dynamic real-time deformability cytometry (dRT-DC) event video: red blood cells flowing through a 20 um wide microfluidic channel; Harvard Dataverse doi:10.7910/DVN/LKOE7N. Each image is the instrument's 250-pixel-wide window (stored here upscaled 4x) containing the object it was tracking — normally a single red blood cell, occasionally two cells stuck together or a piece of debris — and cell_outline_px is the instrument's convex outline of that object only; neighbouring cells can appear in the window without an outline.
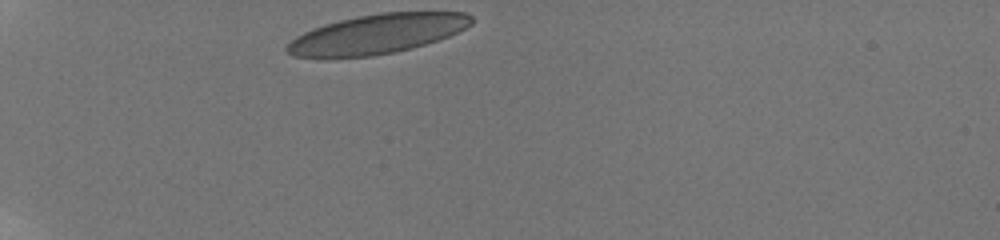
{"species": "human", "species_latin": "Homo sapiens", "temperature_condition": "room temperature", "stored_images_in_passage": 33, "camera_frame_rate_fps": 3000, "um_per_image_px": 0.085, "donor": {"sex": "male"}, "frame": {"image": 1, "passage_image": 1, "time_ms": 0.0, "image_size_px": [1000, 240], "cell_outline_px": [[472, 24], [448, 36], [424, 44], [396, 52], [372, 56], [328, 60], [292, 56], [284, 48], [296, 36], [304, 32], [324, 24], [356, 16], [380, 12], [464, 12], [472, 16]], "centroid_in_image_um": [31.97, 2.92], "position_along_channel_um": 53.0, "area_um2": 42.95}}
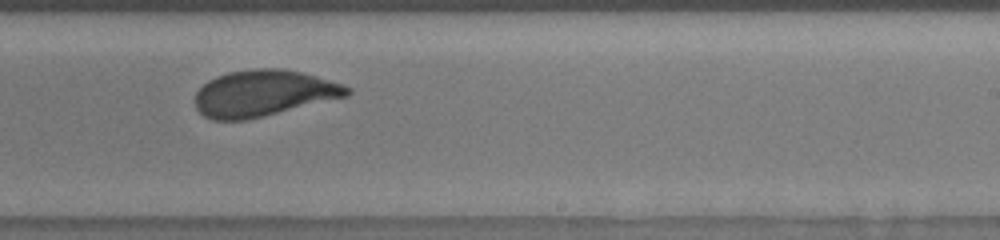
{"frame": {"image": 2, "passage_image": 21, "time_ms": 6.667, "image_size_px": [1000, 240], "cell_outline_px": [[352, 92], [348, 96], [248, 120], [212, 120], [204, 116], [196, 108], [196, 92], [208, 80], [216, 76], [228, 72], [256, 68], [284, 68], [304, 72], [352, 88]], "centroid_in_image_um": [22.4, 7.92], "position_along_channel_um": 266.6, "area_um2": 41.1}}
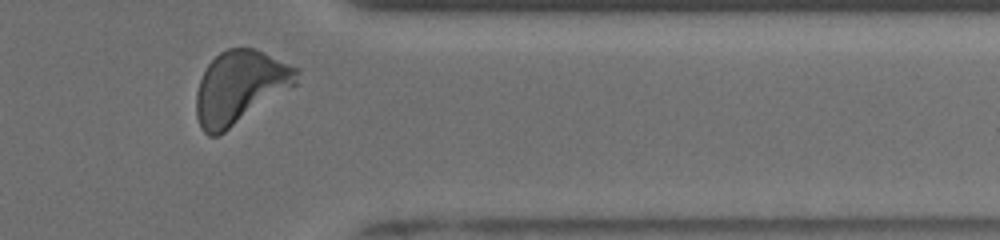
{"frame": {"image": 3, "passage_image": 31, "time_ms": 10.0, "image_size_px": [1000, 240], "cell_outline_px": [[300, 72], [296, 84], [220, 136], [208, 136], [200, 128], [196, 116], [196, 92], [200, 80], [208, 64], [220, 52], [228, 48], [252, 48], [264, 52], [300, 68]], "centroid_in_image_um": [20.39, 7.43], "position_along_channel_um": 391.0, "area_um2": 42.77}, "authors_computed_cell_mechanics": {"area_um2": 41.4426, "velocity_mm_per_s": 3.8148, "shape_relaxation_time_tau1_ms": 6.1204, "shape_relaxation_time_tau2_ms": null, "deformation_change_tau1": 0.2189, "deformation_change_tau2": null}}